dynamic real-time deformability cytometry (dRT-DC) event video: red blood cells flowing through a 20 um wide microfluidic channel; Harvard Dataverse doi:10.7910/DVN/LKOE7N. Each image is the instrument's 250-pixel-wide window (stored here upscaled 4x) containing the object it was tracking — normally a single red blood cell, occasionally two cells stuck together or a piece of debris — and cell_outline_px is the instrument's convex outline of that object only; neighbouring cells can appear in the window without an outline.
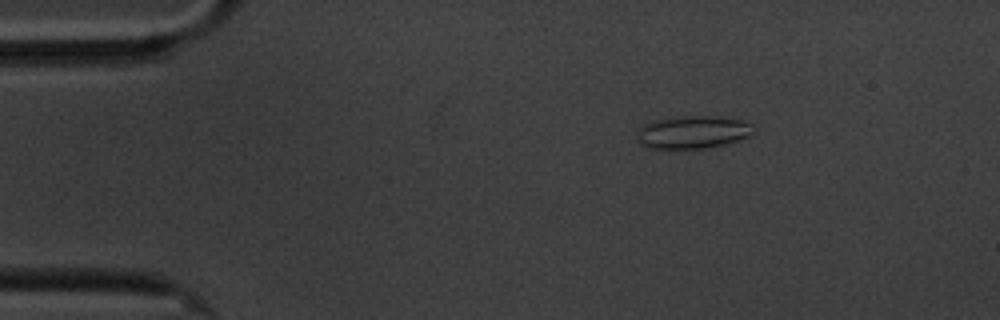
{"species": "common noctule bat (a hibernating species)", "species_latin": "Nyctalus noctula", "temperature_condition": "cold", "stored_images_in_passage": 59, "camera_frame_rate_fps": 3000, "um_per_image_px": 0.085, "animal": {"sex": "male", "body_mass_g": 20.1, "forearm_length_mm": 53.5}, "frame": {"image": 1, "passage_image": 9, "time_ms": 2.667, "image_size_px": [1000, 320], "cell_outline_px": [[756, 132], [748, 136], [724, 144], [704, 148], [652, 148], [640, 144], [636, 140], [636, 132], [644, 124], [652, 120], [672, 116], [720, 116], [740, 120], [752, 124], [756, 128]], "centroid_in_image_um": [58.87, 11.21], "position_along_channel_um": 26.1, "area_um2": 22.48}}
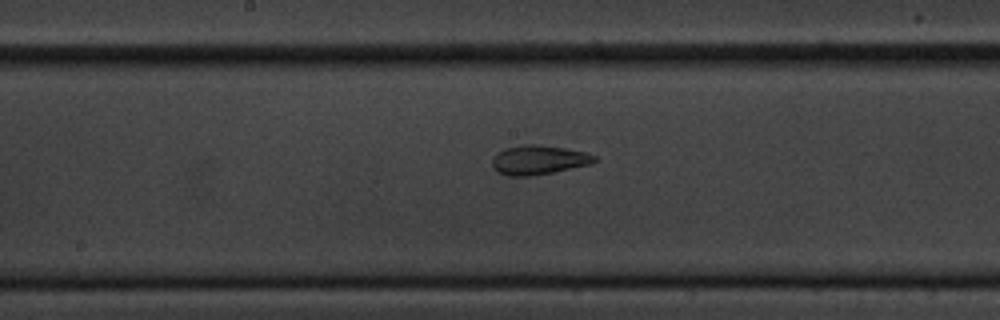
{"frame": {"image": 2, "passage_image": 30, "time_ms": 9.667, "image_size_px": [1000, 320], "cell_outline_px": [[596, 160], [592, 164], [552, 172], [528, 176], [508, 176], [496, 172], [492, 168], [492, 160], [496, 152], [504, 148], [524, 144], [536, 144], [564, 148], [588, 152], [596, 156]], "centroid_in_image_um": [45.75, 13.59], "position_along_channel_um": 202.4, "area_um2": 17.63}}
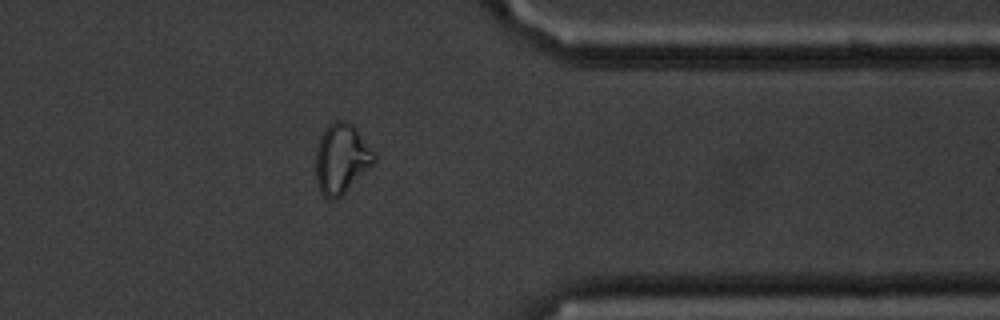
{"frame": {"image": 3, "passage_image": 47, "time_ms": 15.333, "image_size_px": [1000, 320], "cell_outline_px": [[376, 160], [336, 200], [328, 200], [320, 192], [316, 184], [316, 148], [320, 136], [324, 128], [332, 120], [348, 120], [356, 128], [376, 152]], "centroid_in_image_um": [29.0, 13.44], "position_along_channel_um": 382.4, "area_um2": 23.99}, "authors_computed_cell_mechanics": {"area_um2": 21.0392, "velocity_mm_per_s": 3.3756, "shape_relaxation_time_tau1_ms": null, "shape_relaxation_time_tau2_ms": 2.8449, "deformation_change_tau1": null, "deformation_change_tau2": 0.0861}}